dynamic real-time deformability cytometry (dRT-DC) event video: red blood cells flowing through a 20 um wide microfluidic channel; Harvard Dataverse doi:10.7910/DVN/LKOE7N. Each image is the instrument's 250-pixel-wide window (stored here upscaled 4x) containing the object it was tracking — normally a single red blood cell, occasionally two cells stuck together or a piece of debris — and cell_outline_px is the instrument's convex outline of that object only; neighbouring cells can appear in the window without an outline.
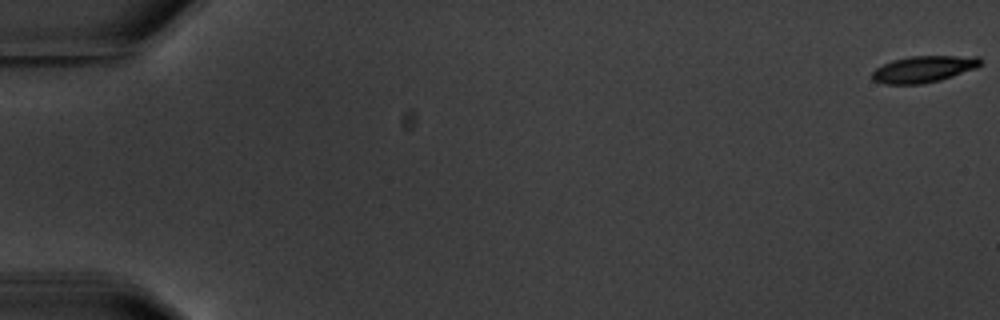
{"species": "common noctule bat (a hibernating species)", "species_latin": "Nyctalus noctula", "temperature_condition": "warm", "stored_images_in_passage": 6, "camera_frame_rate_fps": 3000, "um_per_image_px": 0.085, "animal": {"sex": "male", "body_mass_g": 20.1, "forearm_length_mm": 53.5}, "frame": {"image": 1, "passage_image": 1, "time_ms": 0.0, "image_size_px": [1000, 320], "cell_outline_px": [[980, 64], [976, 68], [940, 80], [920, 84], [884, 84], [872, 80], [872, 72], [876, 68], [892, 60], [908, 56], [980, 56]], "centroid_in_image_um": [78.48, 5.87], "position_along_channel_um": 6.5, "area_um2": 16.7}}
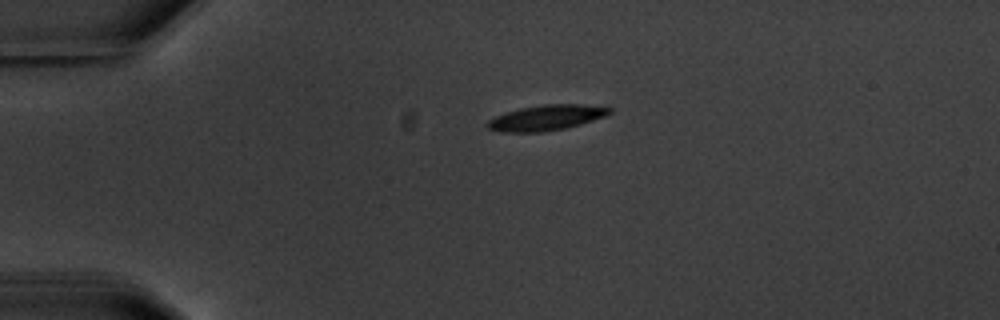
{"frame": {"image": 2, "passage_image": 5, "time_ms": 4.667, "image_size_px": [1000, 320], "cell_outline_px": [[612, 112], [604, 116], [580, 124], [564, 128], [544, 132], [500, 132], [488, 128], [488, 120], [496, 116], [520, 108], [544, 104], [580, 104], [612, 108]], "centroid_in_image_um": [46.43, 10.0], "position_along_channel_um": 38.6, "area_um2": 17.8}}